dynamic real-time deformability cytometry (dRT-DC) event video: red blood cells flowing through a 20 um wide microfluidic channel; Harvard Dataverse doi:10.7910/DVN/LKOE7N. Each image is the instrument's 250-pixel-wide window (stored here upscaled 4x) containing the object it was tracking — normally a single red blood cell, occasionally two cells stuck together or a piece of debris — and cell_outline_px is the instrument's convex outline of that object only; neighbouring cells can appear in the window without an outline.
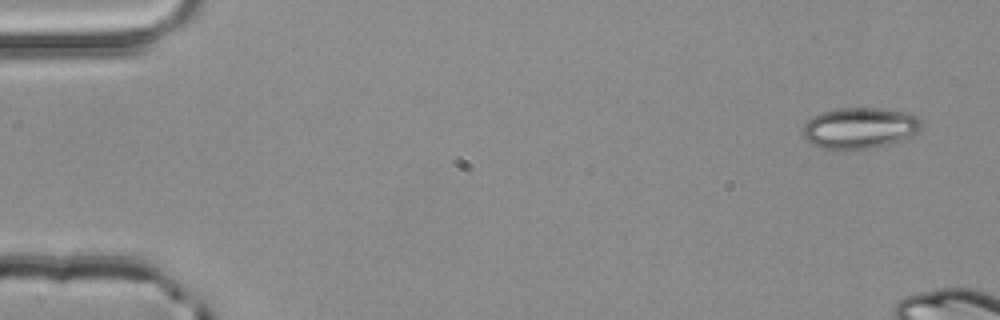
{"species": "common noctule bat (a hibernating species)", "species_latin": "Nyctalus noctula", "temperature_condition": "room temperature", "stored_images_in_passage": 3, "camera_frame_rate_fps": 3000, "um_per_image_px": 0.085, "animal": {"sex": "male", "body_mass_g": 20.4}, "frame": {"image": 1, "passage_image": 1, "time_ms": 0.0, "image_size_px": [1000, 320], "cell_outline_px": [[920, 128], [916, 132], [900, 144], [840, 152], [820, 148], [812, 144], [800, 132], [800, 128], [812, 116], [820, 112], [836, 108], [880, 108], [908, 112], [916, 116], [920, 120]], "centroid_in_image_um": [73.04, 10.92], "position_along_channel_um": 12.0, "area_um2": 29.48}}